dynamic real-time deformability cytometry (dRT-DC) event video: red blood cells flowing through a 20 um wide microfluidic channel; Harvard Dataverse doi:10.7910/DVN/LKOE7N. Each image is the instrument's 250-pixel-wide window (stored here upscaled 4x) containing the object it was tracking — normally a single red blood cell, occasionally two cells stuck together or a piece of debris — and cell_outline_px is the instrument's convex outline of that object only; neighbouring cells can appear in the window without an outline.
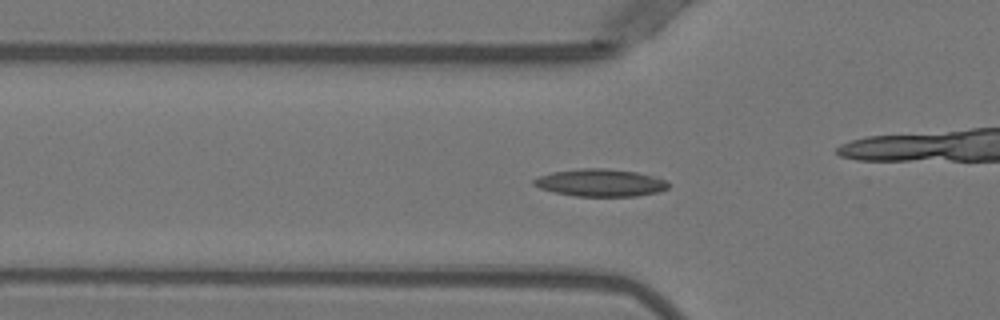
{"species": "Egyptian fruit bat (a non-hibernating species)", "species_latin": "Rousettus aegyptiacus", "temperature_condition": "warm", "stored_images_in_passage": 52, "camera_frame_rate_fps": 3000, "um_per_image_px": 0.085, "animal": {"sex": "female"}, "frame": {"image": 1, "passage_image": 17, "time_ms": 5.333, "image_size_px": [1000, 320], "cell_outline_px": [[668, 188], [656, 192], [636, 196], [576, 196], [556, 192], [540, 188], [532, 184], [532, 180], [540, 176], [552, 172], [580, 168], [604, 168], [636, 172], [668, 180]], "centroid_in_image_um": [51.02, 15.53], "position_along_channel_um": 74.8, "area_um2": 21.33}}
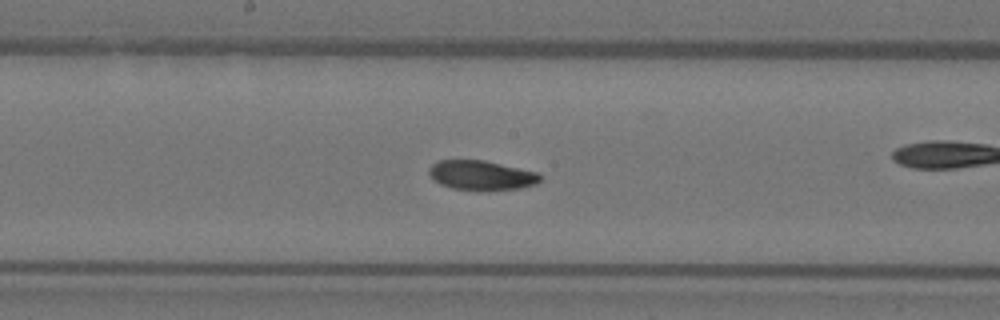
{"frame": {"image": 2, "passage_image": 27, "time_ms": 8.667, "image_size_px": [1000, 320], "cell_outline_px": [[544, 176], [536, 184], [520, 188], [488, 192], [476, 192], [452, 188], [440, 184], [428, 172], [428, 168], [432, 164], [440, 160], [484, 160], [540, 172]], "centroid_in_image_um": [40.98, 14.93], "position_along_channel_um": 207.2, "area_um2": 19.77}}
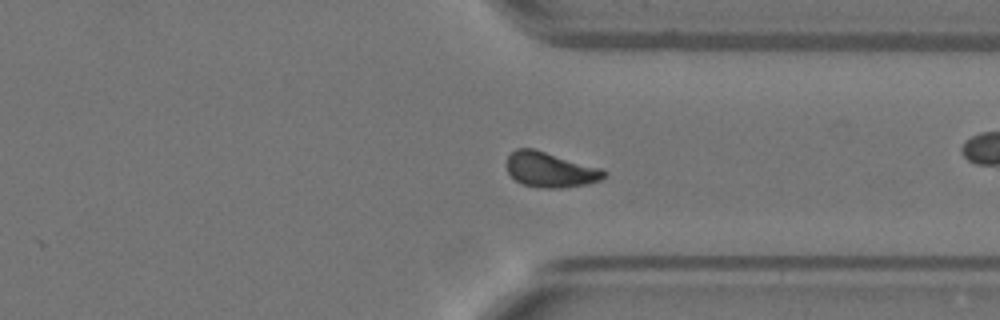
{"frame": {"image": 3, "passage_image": 39, "time_ms": 12.667, "image_size_px": [1000, 320], "cell_outline_px": [[608, 172], [600, 180], [588, 184], [564, 188], [540, 188], [524, 184], [516, 180], [508, 172], [504, 164], [508, 156], [516, 148], [532, 148], [604, 168]], "centroid_in_image_um": [46.79, 14.42], "position_along_channel_um": 364.6, "area_um2": 20.23}, "authors_computed_cell_mechanics": {"area_um2": 19.4208, "velocity_mm_per_s": 3.9483, "shape_relaxation_time_tau1_ms": 7.381, "shape_relaxation_time_tau2_ms": 2.6455, "deformation_change_tau1": 0.1947, "deformation_change_tau2": 0.0763}}